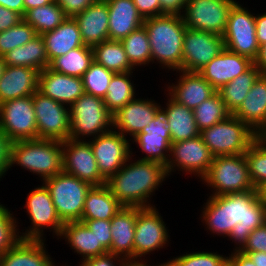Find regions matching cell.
Returning a JSON list of instances; mask_svg holds the SVG:
<instances>
[{"label": "cell", "instance_id": "6da1fadb", "mask_svg": "<svg viewBox=\"0 0 266 266\" xmlns=\"http://www.w3.org/2000/svg\"><path fill=\"white\" fill-rule=\"evenodd\" d=\"M201 215L207 230L229 237L239 246H235L234 251H241L249 234L265 224V204L255 188L241 193L209 196Z\"/></svg>", "mask_w": 266, "mask_h": 266}, {"label": "cell", "instance_id": "7a4b0ae2", "mask_svg": "<svg viewBox=\"0 0 266 266\" xmlns=\"http://www.w3.org/2000/svg\"><path fill=\"white\" fill-rule=\"evenodd\" d=\"M106 180V186L124 207H152L150 195L162 185L168 174L159 162L133 160ZM129 162V163H127Z\"/></svg>", "mask_w": 266, "mask_h": 266}, {"label": "cell", "instance_id": "3957f363", "mask_svg": "<svg viewBox=\"0 0 266 266\" xmlns=\"http://www.w3.org/2000/svg\"><path fill=\"white\" fill-rule=\"evenodd\" d=\"M151 48V62L162 68L182 70L183 42L186 25L182 16L161 15L144 19Z\"/></svg>", "mask_w": 266, "mask_h": 266}, {"label": "cell", "instance_id": "277c9868", "mask_svg": "<svg viewBox=\"0 0 266 266\" xmlns=\"http://www.w3.org/2000/svg\"><path fill=\"white\" fill-rule=\"evenodd\" d=\"M17 164L44 181L63 171L62 141L32 139L12 142L10 168Z\"/></svg>", "mask_w": 266, "mask_h": 266}, {"label": "cell", "instance_id": "5b68a950", "mask_svg": "<svg viewBox=\"0 0 266 266\" xmlns=\"http://www.w3.org/2000/svg\"><path fill=\"white\" fill-rule=\"evenodd\" d=\"M69 114L71 139L87 140L113 130L112 113L100 97L84 93L69 107Z\"/></svg>", "mask_w": 266, "mask_h": 266}, {"label": "cell", "instance_id": "8992f818", "mask_svg": "<svg viewBox=\"0 0 266 266\" xmlns=\"http://www.w3.org/2000/svg\"><path fill=\"white\" fill-rule=\"evenodd\" d=\"M202 181L213 188L211 196L255 189L244 153L213 157L208 173L202 178Z\"/></svg>", "mask_w": 266, "mask_h": 266}, {"label": "cell", "instance_id": "52a82bcc", "mask_svg": "<svg viewBox=\"0 0 266 266\" xmlns=\"http://www.w3.org/2000/svg\"><path fill=\"white\" fill-rule=\"evenodd\" d=\"M213 157L243 154L258 137L245 123L230 114L200 132Z\"/></svg>", "mask_w": 266, "mask_h": 266}, {"label": "cell", "instance_id": "ba28073f", "mask_svg": "<svg viewBox=\"0 0 266 266\" xmlns=\"http://www.w3.org/2000/svg\"><path fill=\"white\" fill-rule=\"evenodd\" d=\"M42 182L50 192L61 221H81L85 198L93 186L64 171Z\"/></svg>", "mask_w": 266, "mask_h": 266}, {"label": "cell", "instance_id": "9c48e42d", "mask_svg": "<svg viewBox=\"0 0 266 266\" xmlns=\"http://www.w3.org/2000/svg\"><path fill=\"white\" fill-rule=\"evenodd\" d=\"M236 0H188L182 15L187 28L223 36Z\"/></svg>", "mask_w": 266, "mask_h": 266}, {"label": "cell", "instance_id": "30bf717a", "mask_svg": "<svg viewBox=\"0 0 266 266\" xmlns=\"http://www.w3.org/2000/svg\"><path fill=\"white\" fill-rule=\"evenodd\" d=\"M0 129L11 142L37 139V122L31 96L0 104Z\"/></svg>", "mask_w": 266, "mask_h": 266}, {"label": "cell", "instance_id": "8fae6325", "mask_svg": "<svg viewBox=\"0 0 266 266\" xmlns=\"http://www.w3.org/2000/svg\"><path fill=\"white\" fill-rule=\"evenodd\" d=\"M26 209L31 220L29 229L20 235L23 240H43V227L60 236L64 223L58 217L50 192L46 185L36 187L29 192Z\"/></svg>", "mask_w": 266, "mask_h": 266}, {"label": "cell", "instance_id": "7c38bea8", "mask_svg": "<svg viewBox=\"0 0 266 266\" xmlns=\"http://www.w3.org/2000/svg\"><path fill=\"white\" fill-rule=\"evenodd\" d=\"M255 31V15L237 2L230 11L223 34L225 48L253 61L259 50Z\"/></svg>", "mask_w": 266, "mask_h": 266}, {"label": "cell", "instance_id": "4fadbf2b", "mask_svg": "<svg viewBox=\"0 0 266 266\" xmlns=\"http://www.w3.org/2000/svg\"><path fill=\"white\" fill-rule=\"evenodd\" d=\"M32 99L37 122V139H69V107L44 96L38 90L32 95Z\"/></svg>", "mask_w": 266, "mask_h": 266}, {"label": "cell", "instance_id": "5bb4252c", "mask_svg": "<svg viewBox=\"0 0 266 266\" xmlns=\"http://www.w3.org/2000/svg\"><path fill=\"white\" fill-rule=\"evenodd\" d=\"M167 231L166 224L155 206L136 207L134 263H139L140 257L163 248L169 241Z\"/></svg>", "mask_w": 266, "mask_h": 266}, {"label": "cell", "instance_id": "9a60e30c", "mask_svg": "<svg viewBox=\"0 0 266 266\" xmlns=\"http://www.w3.org/2000/svg\"><path fill=\"white\" fill-rule=\"evenodd\" d=\"M170 154L166 165L168 176L177 168L187 174H198L197 176L202 179L208 173L213 161V156L200 135L193 139L171 143Z\"/></svg>", "mask_w": 266, "mask_h": 266}, {"label": "cell", "instance_id": "2e32d148", "mask_svg": "<svg viewBox=\"0 0 266 266\" xmlns=\"http://www.w3.org/2000/svg\"><path fill=\"white\" fill-rule=\"evenodd\" d=\"M224 49L223 36L186 28L183 42L182 70L199 72Z\"/></svg>", "mask_w": 266, "mask_h": 266}, {"label": "cell", "instance_id": "e0dca14e", "mask_svg": "<svg viewBox=\"0 0 266 266\" xmlns=\"http://www.w3.org/2000/svg\"><path fill=\"white\" fill-rule=\"evenodd\" d=\"M63 171L92 186H103L106 179L101 175L90 141L67 139L62 141Z\"/></svg>", "mask_w": 266, "mask_h": 266}, {"label": "cell", "instance_id": "ac0fdd59", "mask_svg": "<svg viewBox=\"0 0 266 266\" xmlns=\"http://www.w3.org/2000/svg\"><path fill=\"white\" fill-rule=\"evenodd\" d=\"M90 145L101 175L107 180L129 161L131 146L126 138L113 129L107 133L91 138Z\"/></svg>", "mask_w": 266, "mask_h": 266}, {"label": "cell", "instance_id": "d6986e66", "mask_svg": "<svg viewBox=\"0 0 266 266\" xmlns=\"http://www.w3.org/2000/svg\"><path fill=\"white\" fill-rule=\"evenodd\" d=\"M131 140L136 142L141 151L146 154V156L139 160L159 162L164 166L167 165L170 157L171 136L168 122L161 110L153 121Z\"/></svg>", "mask_w": 266, "mask_h": 266}, {"label": "cell", "instance_id": "ffe728a7", "mask_svg": "<svg viewBox=\"0 0 266 266\" xmlns=\"http://www.w3.org/2000/svg\"><path fill=\"white\" fill-rule=\"evenodd\" d=\"M160 110L161 105L155 100L134 98L112 114V127L123 136L128 134L134 138L153 121Z\"/></svg>", "mask_w": 266, "mask_h": 266}, {"label": "cell", "instance_id": "44dd1931", "mask_svg": "<svg viewBox=\"0 0 266 266\" xmlns=\"http://www.w3.org/2000/svg\"><path fill=\"white\" fill-rule=\"evenodd\" d=\"M38 91L69 107L85 93L82 78L58 73L49 67L39 72Z\"/></svg>", "mask_w": 266, "mask_h": 266}, {"label": "cell", "instance_id": "7402d4cb", "mask_svg": "<svg viewBox=\"0 0 266 266\" xmlns=\"http://www.w3.org/2000/svg\"><path fill=\"white\" fill-rule=\"evenodd\" d=\"M252 65L253 61L250 58L233 53L225 48L204 66L199 73L216 90H219L226 83L247 71Z\"/></svg>", "mask_w": 266, "mask_h": 266}, {"label": "cell", "instance_id": "603a6c76", "mask_svg": "<svg viewBox=\"0 0 266 266\" xmlns=\"http://www.w3.org/2000/svg\"><path fill=\"white\" fill-rule=\"evenodd\" d=\"M177 84L169 85L168 95L181 105L194 110L217 90L199 72L180 70Z\"/></svg>", "mask_w": 266, "mask_h": 266}, {"label": "cell", "instance_id": "cb8c5ba5", "mask_svg": "<svg viewBox=\"0 0 266 266\" xmlns=\"http://www.w3.org/2000/svg\"><path fill=\"white\" fill-rule=\"evenodd\" d=\"M258 136H266V75H260L233 113Z\"/></svg>", "mask_w": 266, "mask_h": 266}, {"label": "cell", "instance_id": "d4e9b609", "mask_svg": "<svg viewBox=\"0 0 266 266\" xmlns=\"http://www.w3.org/2000/svg\"><path fill=\"white\" fill-rule=\"evenodd\" d=\"M136 207H122L111 219L110 253L123 258L128 264L134 263V235Z\"/></svg>", "mask_w": 266, "mask_h": 266}, {"label": "cell", "instance_id": "484cf974", "mask_svg": "<svg viewBox=\"0 0 266 266\" xmlns=\"http://www.w3.org/2000/svg\"><path fill=\"white\" fill-rule=\"evenodd\" d=\"M74 19L85 45L93 47L109 40V10L106 0H95Z\"/></svg>", "mask_w": 266, "mask_h": 266}, {"label": "cell", "instance_id": "4316f807", "mask_svg": "<svg viewBox=\"0 0 266 266\" xmlns=\"http://www.w3.org/2000/svg\"><path fill=\"white\" fill-rule=\"evenodd\" d=\"M38 82V70L7 65L0 78V104L7 100L33 95L38 90Z\"/></svg>", "mask_w": 266, "mask_h": 266}, {"label": "cell", "instance_id": "83f0119b", "mask_svg": "<svg viewBox=\"0 0 266 266\" xmlns=\"http://www.w3.org/2000/svg\"><path fill=\"white\" fill-rule=\"evenodd\" d=\"M109 10V40L121 41L143 25L144 18L133 0H106Z\"/></svg>", "mask_w": 266, "mask_h": 266}, {"label": "cell", "instance_id": "f1b7e54d", "mask_svg": "<svg viewBox=\"0 0 266 266\" xmlns=\"http://www.w3.org/2000/svg\"><path fill=\"white\" fill-rule=\"evenodd\" d=\"M44 242V239H21L13 248L0 255V266H55L45 250Z\"/></svg>", "mask_w": 266, "mask_h": 266}, {"label": "cell", "instance_id": "f546056e", "mask_svg": "<svg viewBox=\"0 0 266 266\" xmlns=\"http://www.w3.org/2000/svg\"><path fill=\"white\" fill-rule=\"evenodd\" d=\"M41 36L45 42L49 63L54 58L85 45L74 18H66L54 30L45 32Z\"/></svg>", "mask_w": 266, "mask_h": 266}, {"label": "cell", "instance_id": "4dcf8cb0", "mask_svg": "<svg viewBox=\"0 0 266 266\" xmlns=\"http://www.w3.org/2000/svg\"><path fill=\"white\" fill-rule=\"evenodd\" d=\"M167 107L161 106L170 130L171 143L196 138L200 135L193 110L181 105L170 96L167 98Z\"/></svg>", "mask_w": 266, "mask_h": 266}, {"label": "cell", "instance_id": "1f68e13d", "mask_svg": "<svg viewBox=\"0 0 266 266\" xmlns=\"http://www.w3.org/2000/svg\"><path fill=\"white\" fill-rule=\"evenodd\" d=\"M61 237L65 238L67 244L82 256V261L108 253L101 243L97 242V238L89 227L81 221L64 223Z\"/></svg>", "mask_w": 266, "mask_h": 266}, {"label": "cell", "instance_id": "d6a6232c", "mask_svg": "<svg viewBox=\"0 0 266 266\" xmlns=\"http://www.w3.org/2000/svg\"><path fill=\"white\" fill-rule=\"evenodd\" d=\"M122 207L106 185L93 186L85 198L81 220H111Z\"/></svg>", "mask_w": 266, "mask_h": 266}, {"label": "cell", "instance_id": "836d02e7", "mask_svg": "<svg viewBox=\"0 0 266 266\" xmlns=\"http://www.w3.org/2000/svg\"><path fill=\"white\" fill-rule=\"evenodd\" d=\"M6 65L34 68L41 72L49 67L44 39L36 35L26 44L16 47L4 56Z\"/></svg>", "mask_w": 266, "mask_h": 266}, {"label": "cell", "instance_id": "e575fe53", "mask_svg": "<svg viewBox=\"0 0 266 266\" xmlns=\"http://www.w3.org/2000/svg\"><path fill=\"white\" fill-rule=\"evenodd\" d=\"M260 75L259 69L253 64L247 71L217 90L224 101L226 109L231 114L243 103L247 93Z\"/></svg>", "mask_w": 266, "mask_h": 266}, {"label": "cell", "instance_id": "d590c367", "mask_svg": "<svg viewBox=\"0 0 266 266\" xmlns=\"http://www.w3.org/2000/svg\"><path fill=\"white\" fill-rule=\"evenodd\" d=\"M93 59L114 73L130 72L135 68L130 64L121 41L107 40L94 45Z\"/></svg>", "mask_w": 266, "mask_h": 266}, {"label": "cell", "instance_id": "8d00e7d4", "mask_svg": "<svg viewBox=\"0 0 266 266\" xmlns=\"http://www.w3.org/2000/svg\"><path fill=\"white\" fill-rule=\"evenodd\" d=\"M93 61L92 47L83 45L54 58L49 68L61 74L82 78Z\"/></svg>", "mask_w": 266, "mask_h": 266}, {"label": "cell", "instance_id": "74e56055", "mask_svg": "<svg viewBox=\"0 0 266 266\" xmlns=\"http://www.w3.org/2000/svg\"><path fill=\"white\" fill-rule=\"evenodd\" d=\"M133 71L114 73L108 89L107 94L103 98L106 108L113 114L119 108L124 107L128 102H131L135 96V86L131 82Z\"/></svg>", "mask_w": 266, "mask_h": 266}, {"label": "cell", "instance_id": "f35d334b", "mask_svg": "<svg viewBox=\"0 0 266 266\" xmlns=\"http://www.w3.org/2000/svg\"><path fill=\"white\" fill-rule=\"evenodd\" d=\"M66 18L55 0L48 5L30 9L23 16V19L35 29L37 35L54 30Z\"/></svg>", "mask_w": 266, "mask_h": 266}, {"label": "cell", "instance_id": "ab89813d", "mask_svg": "<svg viewBox=\"0 0 266 266\" xmlns=\"http://www.w3.org/2000/svg\"><path fill=\"white\" fill-rule=\"evenodd\" d=\"M121 42L133 67L151 64L150 41L144 25L131 32Z\"/></svg>", "mask_w": 266, "mask_h": 266}, {"label": "cell", "instance_id": "60d3db41", "mask_svg": "<svg viewBox=\"0 0 266 266\" xmlns=\"http://www.w3.org/2000/svg\"><path fill=\"white\" fill-rule=\"evenodd\" d=\"M193 113L200 132L225 120L231 114L226 109L224 101L218 92L198 105L193 110Z\"/></svg>", "mask_w": 266, "mask_h": 266}, {"label": "cell", "instance_id": "b9f144b4", "mask_svg": "<svg viewBox=\"0 0 266 266\" xmlns=\"http://www.w3.org/2000/svg\"><path fill=\"white\" fill-rule=\"evenodd\" d=\"M244 155L253 186L259 189L266 183V136H258Z\"/></svg>", "mask_w": 266, "mask_h": 266}, {"label": "cell", "instance_id": "7bdbcfd3", "mask_svg": "<svg viewBox=\"0 0 266 266\" xmlns=\"http://www.w3.org/2000/svg\"><path fill=\"white\" fill-rule=\"evenodd\" d=\"M113 74L114 72L93 61L82 76L85 93L103 99Z\"/></svg>", "mask_w": 266, "mask_h": 266}, {"label": "cell", "instance_id": "ee69618b", "mask_svg": "<svg viewBox=\"0 0 266 266\" xmlns=\"http://www.w3.org/2000/svg\"><path fill=\"white\" fill-rule=\"evenodd\" d=\"M37 33L35 29L22 19L16 26L0 32V56L3 57L16 47L31 41Z\"/></svg>", "mask_w": 266, "mask_h": 266}, {"label": "cell", "instance_id": "f6af8a7d", "mask_svg": "<svg viewBox=\"0 0 266 266\" xmlns=\"http://www.w3.org/2000/svg\"><path fill=\"white\" fill-rule=\"evenodd\" d=\"M10 212L8 208L0 204V255L6 253L21 240L19 229H17L18 223Z\"/></svg>", "mask_w": 266, "mask_h": 266}, {"label": "cell", "instance_id": "bcb514c9", "mask_svg": "<svg viewBox=\"0 0 266 266\" xmlns=\"http://www.w3.org/2000/svg\"><path fill=\"white\" fill-rule=\"evenodd\" d=\"M228 257L212 252H192L168 261L169 266H222Z\"/></svg>", "mask_w": 266, "mask_h": 266}, {"label": "cell", "instance_id": "7dc6e473", "mask_svg": "<svg viewBox=\"0 0 266 266\" xmlns=\"http://www.w3.org/2000/svg\"><path fill=\"white\" fill-rule=\"evenodd\" d=\"M85 223L89 229L94 233L97 238V242H100L101 245L110 253L111 246V220H81Z\"/></svg>", "mask_w": 266, "mask_h": 266}, {"label": "cell", "instance_id": "c3c4849f", "mask_svg": "<svg viewBox=\"0 0 266 266\" xmlns=\"http://www.w3.org/2000/svg\"><path fill=\"white\" fill-rule=\"evenodd\" d=\"M266 252V224L255 228L248 236L247 244L241 252Z\"/></svg>", "mask_w": 266, "mask_h": 266}, {"label": "cell", "instance_id": "681fc988", "mask_svg": "<svg viewBox=\"0 0 266 266\" xmlns=\"http://www.w3.org/2000/svg\"><path fill=\"white\" fill-rule=\"evenodd\" d=\"M94 1L95 0H55V2L62 8L67 18H74Z\"/></svg>", "mask_w": 266, "mask_h": 266}, {"label": "cell", "instance_id": "f907efd6", "mask_svg": "<svg viewBox=\"0 0 266 266\" xmlns=\"http://www.w3.org/2000/svg\"><path fill=\"white\" fill-rule=\"evenodd\" d=\"M83 266H127L128 263L121 257L113 255L112 253H106L96 257L88 258L81 261ZM117 264V265H116Z\"/></svg>", "mask_w": 266, "mask_h": 266}, {"label": "cell", "instance_id": "816d5d0a", "mask_svg": "<svg viewBox=\"0 0 266 266\" xmlns=\"http://www.w3.org/2000/svg\"><path fill=\"white\" fill-rule=\"evenodd\" d=\"M12 142L9 137L0 129V178L10 168V148Z\"/></svg>", "mask_w": 266, "mask_h": 266}, {"label": "cell", "instance_id": "f5cc1de1", "mask_svg": "<svg viewBox=\"0 0 266 266\" xmlns=\"http://www.w3.org/2000/svg\"><path fill=\"white\" fill-rule=\"evenodd\" d=\"M133 2L144 19L161 16L160 0H133Z\"/></svg>", "mask_w": 266, "mask_h": 266}, {"label": "cell", "instance_id": "db71d44e", "mask_svg": "<svg viewBox=\"0 0 266 266\" xmlns=\"http://www.w3.org/2000/svg\"><path fill=\"white\" fill-rule=\"evenodd\" d=\"M22 19L20 13L0 5V32L16 26Z\"/></svg>", "mask_w": 266, "mask_h": 266}, {"label": "cell", "instance_id": "11a10c76", "mask_svg": "<svg viewBox=\"0 0 266 266\" xmlns=\"http://www.w3.org/2000/svg\"><path fill=\"white\" fill-rule=\"evenodd\" d=\"M187 2L188 0H160L161 15L182 16Z\"/></svg>", "mask_w": 266, "mask_h": 266}, {"label": "cell", "instance_id": "9f6ffc18", "mask_svg": "<svg viewBox=\"0 0 266 266\" xmlns=\"http://www.w3.org/2000/svg\"><path fill=\"white\" fill-rule=\"evenodd\" d=\"M255 24H256V38L257 43L260 46L266 44V12L264 14H260L255 16Z\"/></svg>", "mask_w": 266, "mask_h": 266}, {"label": "cell", "instance_id": "6f0895ef", "mask_svg": "<svg viewBox=\"0 0 266 266\" xmlns=\"http://www.w3.org/2000/svg\"><path fill=\"white\" fill-rule=\"evenodd\" d=\"M229 258L236 266H257L247 254L241 251H233Z\"/></svg>", "mask_w": 266, "mask_h": 266}, {"label": "cell", "instance_id": "680465c9", "mask_svg": "<svg viewBox=\"0 0 266 266\" xmlns=\"http://www.w3.org/2000/svg\"><path fill=\"white\" fill-rule=\"evenodd\" d=\"M253 64L259 69L261 75H266V44L259 47L258 54Z\"/></svg>", "mask_w": 266, "mask_h": 266}, {"label": "cell", "instance_id": "91938a15", "mask_svg": "<svg viewBox=\"0 0 266 266\" xmlns=\"http://www.w3.org/2000/svg\"><path fill=\"white\" fill-rule=\"evenodd\" d=\"M0 5L20 13L25 14L24 0H0Z\"/></svg>", "mask_w": 266, "mask_h": 266}, {"label": "cell", "instance_id": "94428289", "mask_svg": "<svg viewBox=\"0 0 266 266\" xmlns=\"http://www.w3.org/2000/svg\"><path fill=\"white\" fill-rule=\"evenodd\" d=\"M247 254L257 266H266V252H242Z\"/></svg>", "mask_w": 266, "mask_h": 266}, {"label": "cell", "instance_id": "6125c7cd", "mask_svg": "<svg viewBox=\"0 0 266 266\" xmlns=\"http://www.w3.org/2000/svg\"><path fill=\"white\" fill-rule=\"evenodd\" d=\"M54 0H24L25 12L39 6H45Z\"/></svg>", "mask_w": 266, "mask_h": 266}, {"label": "cell", "instance_id": "be15d7a7", "mask_svg": "<svg viewBox=\"0 0 266 266\" xmlns=\"http://www.w3.org/2000/svg\"><path fill=\"white\" fill-rule=\"evenodd\" d=\"M259 195L261 198V201L266 205V183L262 185L259 189Z\"/></svg>", "mask_w": 266, "mask_h": 266}, {"label": "cell", "instance_id": "e7e4bbea", "mask_svg": "<svg viewBox=\"0 0 266 266\" xmlns=\"http://www.w3.org/2000/svg\"><path fill=\"white\" fill-rule=\"evenodd\" d=\"M6 66L7 65L4 61V58L0 56V78L2 77V74L4 73Z\"/></svg>", "mask_w": 266, "mask_h": 266}, {"label": "cell", "instance_id": "03108f58", "mask_svg": "<svg viewBox=\"0 0 266 266\" xmlns=\"http://www.w3.org/2000/svg\"><path fill=\"white\" fill-rule=\"evenodd\" d=\"M132 266H151V265H147L146 263H145V261L143 262V260H141V262H139V263H133V264H131ZM153 266V265H152ZM157 266H169L168 264H167V262L166 263H163V264H160V265H157Z\"/></svg>", "mask_w": 266, "mask_h": 266}, {"label": "cell", "instance_id": "003e7915", "mask_svg": "<svg viewBox=\"0 0 266 266\" xmlns=\"http://www.w3.org/2000/svg\"><path fill=\"white\" fill-rule=\"evenodd\" d=\"M222 266H236L235 263L228 257L224 263L222 264Z\"/></svg>", "mask_w": 266, "mask_h": 266}, {"label": "cell", "instance_id": "a7ac6f4b", "mask_svg": "<svg viewBox=\"0 0 266 266\" xmlns=\"http://www.w3.org/2000/svg\"><path fill=\"white\" fill-rule=\"evenodd\" d=\"M265 224H266V205H265Z\"/></svg>", "mask_w": 266, "mask_h": 266}]
</instances>
